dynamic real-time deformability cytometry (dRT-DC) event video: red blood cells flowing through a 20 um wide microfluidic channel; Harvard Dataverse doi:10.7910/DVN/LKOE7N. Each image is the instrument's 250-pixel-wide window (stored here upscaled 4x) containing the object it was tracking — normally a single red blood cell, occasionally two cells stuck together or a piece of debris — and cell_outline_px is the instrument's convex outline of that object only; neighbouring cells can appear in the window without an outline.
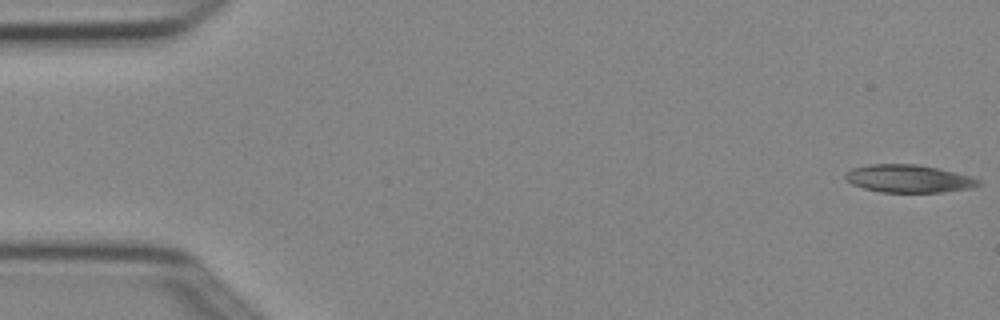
{"species": "Egyptian fruit bat (a non-hibernating species)", "species_latin": "Rousettus aegyptiacus", "temperature_condition": "cold", "stored_images_in_passage": 4, "camera_frame_rate_fps": 3000, "um_per_image_px": 0.085, "animal": {"sex": "female"}, "frame": {"image": 1, "passage_image": 1, "time_ms": 0.0, "image_size_px": [1000, 320], "cell_outline_px": [[980, 184], [968, 188], [944, 192], [880, 192], [864, 188], [852, 184], [844, 180], [844, 172], [852, 168], [868, 164], [920, 164], [940, 168], [972, 176], [980, 180]], "centroid_in_image_um": [77.2, 15.17], "position_along_channel_um": 7.8, "area_um2": 21.79}}
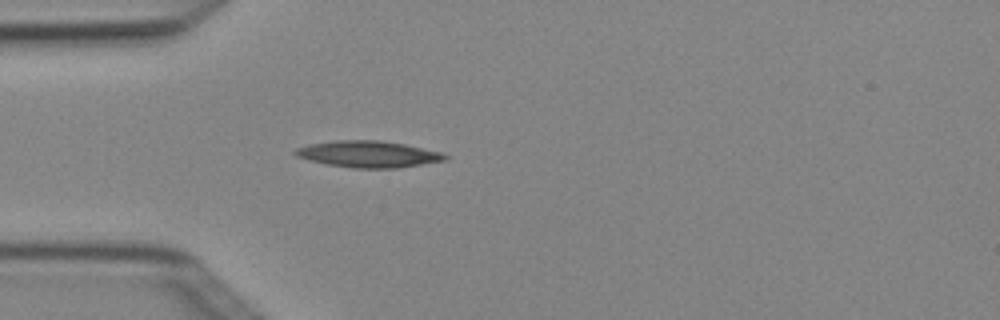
{"frame": {"image": 2, "passage_image": 4, "time_ms": 1.0, "image_size_px": [1000, 320], "cell_outline_px": [[448, 160], [396, 168], [352, 168], [324, 164], [308, 160], [296, 156], [292, 152], [296, 148], [308, 144], [336, 140], [380, 140], [404, 144], [440, 152], [448, 156]], "centroid_in_image_um": [31.26, 13.1], "position_along_channel_um": 53.7, "area_um2": 23.24}}